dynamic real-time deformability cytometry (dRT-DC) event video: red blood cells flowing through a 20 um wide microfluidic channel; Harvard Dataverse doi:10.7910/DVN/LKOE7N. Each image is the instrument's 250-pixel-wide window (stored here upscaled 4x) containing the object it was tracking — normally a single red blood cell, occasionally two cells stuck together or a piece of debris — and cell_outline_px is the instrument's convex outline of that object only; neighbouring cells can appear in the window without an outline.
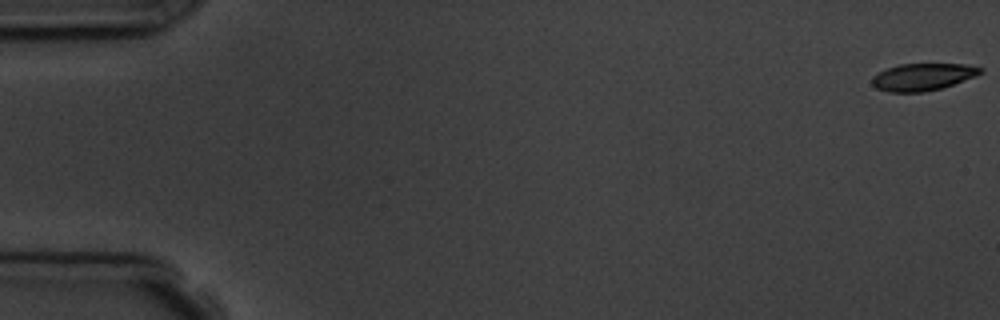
{"species": "common noctule bat (a hibernating species)", "species_latin": "Nyctalus noctula", "temperature_condition": "room temperature", "stored_images_in_passage": 5, "camera_frame_rate_fps": 3000, "um_per_image_px": 0.085, "animal": {"sex": "male", "body_mass_g": 19.5, "forearm_length_mm": 54.6}, "frame": {"image": 1, "passage_image": 1, "time_ms": 0.0, "image_size_px": [1000, 320], "cell_outline_px": [[984, 72], [976, 76], [940, 88], [924, 92], [888, 92], [876, 88], [872, 84], [872, 76], [888, 68], [900, 64], [964, 64], [984, 68]], "centroid_in_image_um": [78.44, 6.53], "position_along_channel_um": 6.6, "area_um2": 17.05}}
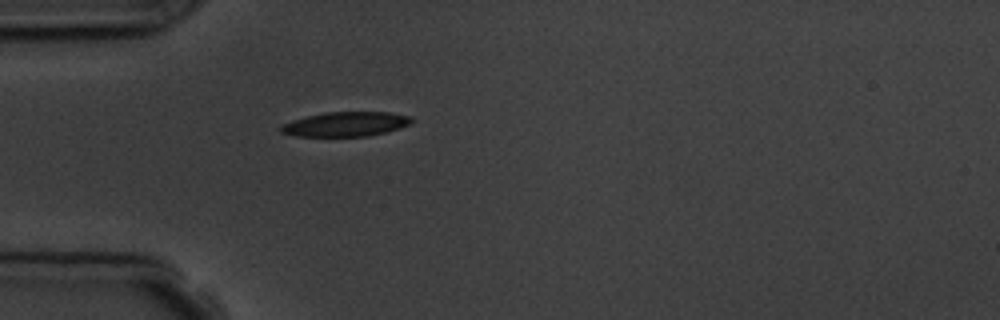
{"frame": {"image": 2, "passage_image": 5, "time_ms": 5.333, "image_size_px": [1000, 320], "cell_outline_px": [[412, 124], [400, 128], [368, 136], [296, 136], [280, 132], [280, 128], [284, 124], [308, 116], [324, 112], [388, 112], [412, 116]], "centroid_in_image_um": [29.44, 10.55], "position_along_channel_um": 55.6, "area_um2": 18.5}}